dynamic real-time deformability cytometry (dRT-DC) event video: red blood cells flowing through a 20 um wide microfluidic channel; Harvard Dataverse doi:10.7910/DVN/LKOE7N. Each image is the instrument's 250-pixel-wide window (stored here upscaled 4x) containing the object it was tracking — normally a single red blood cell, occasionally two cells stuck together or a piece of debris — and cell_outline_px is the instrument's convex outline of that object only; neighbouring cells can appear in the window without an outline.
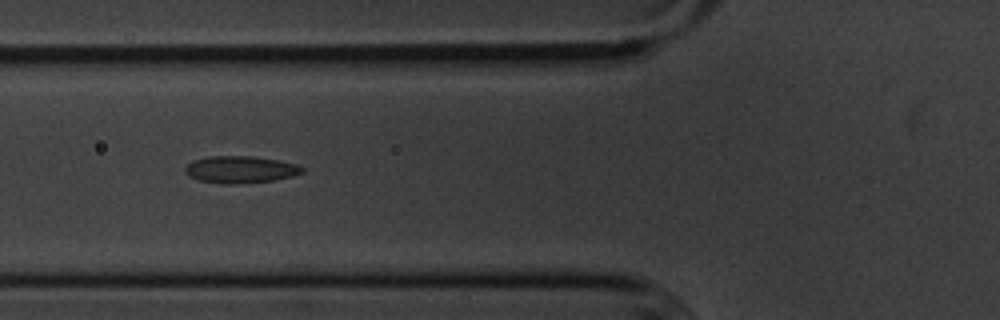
{"species": "common noctule bat (a hibernating species)", "species_latin": "Nyctalus noctula", "temperature_condition": "cold", "stored_images_in_passage": 6, "camera_frame_rate_fps": 3000, "um_per_image_px": 0.085, "animal": {"sex": "male", "body_mass_g": 20.1, "forearm_length_mm": 53.5}, "frame": {"image": 1, "passage_image": 5, "time_ms": 4.667, "image_size_px": [1000, 320], "cell_outline_px": [[304, 172], [292, 176], [272, 180], [236, 184], [224, 184], [200, 180], [188, 176], [184, 172], [184, 168], [192, 160], [208, 156], [252, 156], [276, 160], [296, 164], [304, 168]], "centroid_in_image_um": [20.39, 14.4], "position_along_channel_um": 105.4, "area_um2": 18.38}}
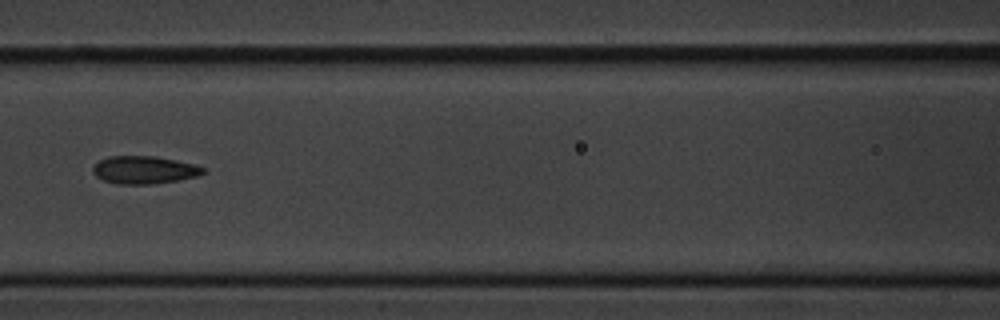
{"frame": {"image": 2, "passage_image": 6, "time_ms": 6.0, "image_size_px": [1000, 320], "cell_outline_px": [[204, 172], [196, 176], [176, 180], [152, 184], [120, 184], [104, 180], [96, 176], [92, 172], [92, 168], [100, 160], [108, 156], [156, 156], [176, 160], [192, 164], [204, 168]], "centroid_in_image_um": [12.21, 14.43], "position_along_channel_um": 154.4, "area_um2": 17.57}}